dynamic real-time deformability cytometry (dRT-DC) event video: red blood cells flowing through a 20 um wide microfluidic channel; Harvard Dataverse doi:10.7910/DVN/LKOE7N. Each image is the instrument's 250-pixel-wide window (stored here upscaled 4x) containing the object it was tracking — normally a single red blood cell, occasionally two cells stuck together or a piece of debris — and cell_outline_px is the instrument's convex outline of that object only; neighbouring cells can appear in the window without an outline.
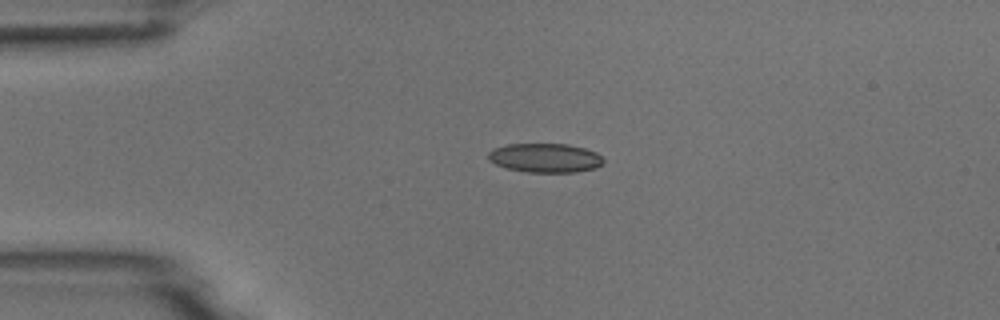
{"species": "common noctule bat (a hibernating species)", "species_latin": "Nyctalus noctula", "temperature_condition": "room temperature", "stored_images_in_passage": 10, "camera_frame_rate_fps": 3000, "um_per_image_px": 0.085, "animal": {"sex": "male", "body_mass_g": 18.8}, "frame": {"image": 1, "passage_image": 4, "time_ms": 4.0, "image_size_px": [1000, 320], "cell_outline_px": [[604, 164], [596, 168], [576, 172], [528, 172], [508, 168], [496, 164], [488, 160], [488, 152], [492, 148], [508, 144], [568, 144], [584, 148], [596, 152], [604, 160]], "centroid_in_image_um": [46.34, 13.42], "position_along_channel_um": 38.7, "area_um2": 19.59}}
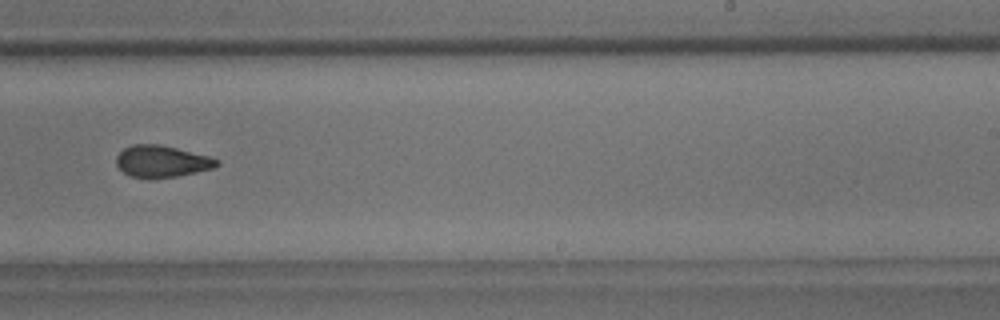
{"frame": {"image": 2, "passage_image": 10, "time_ms": 11.0, "image_size_px": [1000, 320], "cell_outline_px": [[220, 164], [212, 168], [196, 172], [176, 176], [152, 180], [148, 180], [132, 176], [124, 172], [116, 164], [116, 156], [124, 148], [132, 144], [160, 144], [208, 156], [220, 160]], "centroid_in_image_um": [13.73, 13.73], "position_along_channel_um": 275.3, "area_um2": 18.73}}